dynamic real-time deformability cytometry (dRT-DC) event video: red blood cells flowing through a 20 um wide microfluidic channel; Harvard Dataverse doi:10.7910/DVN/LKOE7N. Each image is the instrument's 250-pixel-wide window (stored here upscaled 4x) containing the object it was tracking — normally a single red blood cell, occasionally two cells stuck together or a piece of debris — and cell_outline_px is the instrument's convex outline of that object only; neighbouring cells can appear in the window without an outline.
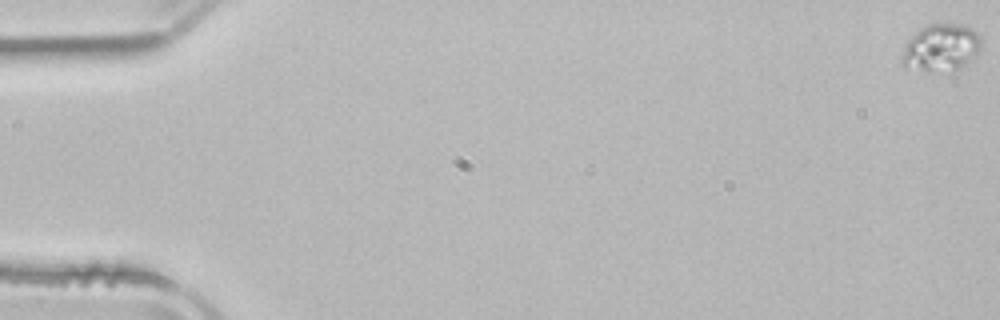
{"species": "common noctule bat (a hibernating species)", "species_latin": "Nyctalus noctula", "temperature_condition": "room temperature", "stored_images_in_passage": 55, "camera_frame_rate_fps": 3000, "um_per_image_px": 0.085, "animal": {"sex": "male", "body_mass_g": 21.5, "forearm_length_mm": 52.0}, "frame": {"image": 1, "passage_image": 1, "time_ms": 0.0, "image_size_px": [1000, 320], "cell_outline_px": [[980, 48], [976, 56], [960, 68], [952, 72], [928, 72], [904, 68], [900, 64], [900, 60], [904, 44], [920, 28], [928, 24], [940, 20], [960, 24], [972, 28], [980, 36]], "centroid_in_image_um": [79.94, 4.05], "position_along_channel_um": 5.1, "area_um2": 22.89}}
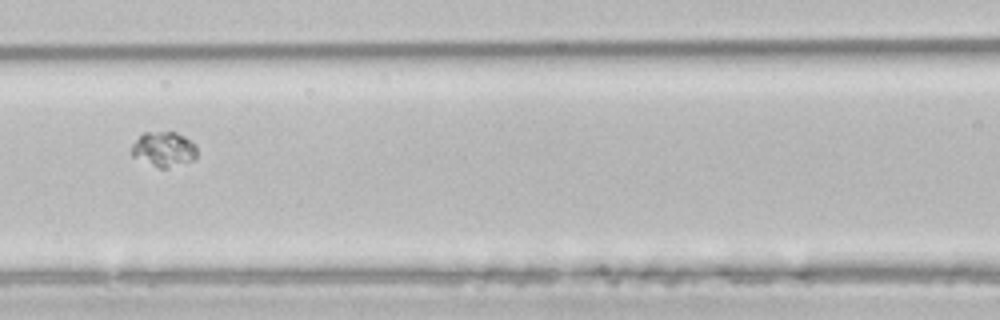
{"frame": {"image": 2, "passage_image": 25, "time_ms": 8.0, "image_size_px": [1000, 320], "cell_outline_px": [[196, 156], [192, 160], [168, 168], [160, 168], [132, 156], [128, 152], [132, 144], [144, 132], [176, 132], [192, 140], [196, 144]], "centroid_in_image_um": [13.91, 12.67], "position_along_channel_um": 152.7, "area_um2": 13.35}}
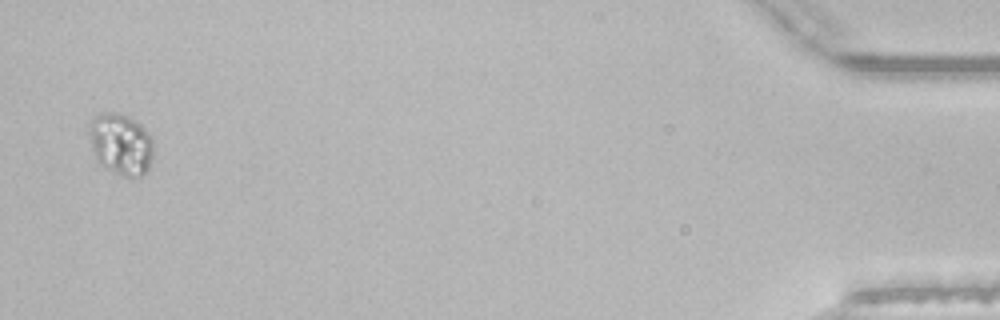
{"frame": {"image": 3, "passage_image": 53, "time_ms": 17.333, "image_size_px": [1000, 320], "cell_outline_px": [[152, 156], [148, 168], [140, 176], [124, 176], [104, 168], [96, 160], [92, 148], [88, 132], [88, 128], [92, 116], [96, 112], [116, 112], [128, 116], [152, 136]], "centroid_in_image_um": [10.21, 12.22], "position_along_channel_um": 425.0, "area_um2": 23.06}}